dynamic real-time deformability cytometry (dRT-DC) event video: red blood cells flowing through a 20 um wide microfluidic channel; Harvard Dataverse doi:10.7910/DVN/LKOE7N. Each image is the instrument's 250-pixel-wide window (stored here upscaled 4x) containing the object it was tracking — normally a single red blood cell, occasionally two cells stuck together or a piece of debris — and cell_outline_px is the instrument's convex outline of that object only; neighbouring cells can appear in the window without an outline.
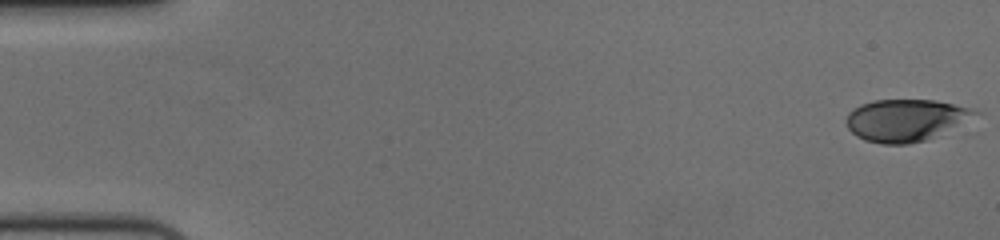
{"species": "human", "species_latin": "Homo sapiens", "temperature_condition": "cold", "stored_images_in_passage": 57, "camera_frame_rate_fps": 3000, "um_per_image_px": 0.085, "donor": {"sex": "female"}, "frame": {"image": 1, "passage_image": 1, "time_ms": 0.0, "image_size_px": [1000, 240], "cell_outline_px": [[984, 112], [924, 140], [908, 144], [880, 144], [864, 140], [856, 136], [848, 128], [844, 120], [848, 112], [852, 108], [860, 104], [872, 100], [936, 100], [972, 108]], "centroid_in_image_um": [76.92, 10.19], "position_along_channel_um": 8.1, "area_um2": 31.44}}
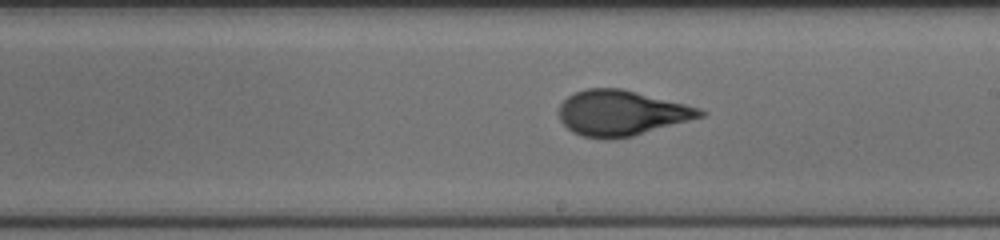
{"frame": {"image": 2, "passage_image": 33, "time_ms": 10.667, "image_size_px": [1000, 240], "cell_outline_px": [[708, 112], [704, 116], [632, 136], [608, 140], [604, 140], [580, 136], [572, 132], [560, 120], [560, 104], [568, 96], [584, 88], [620, 88], [700, 108]], "centroid_in_image_um": [52.79, 9.62], "position_along_channel_um": 236.2, "area_um2": 37.11}}
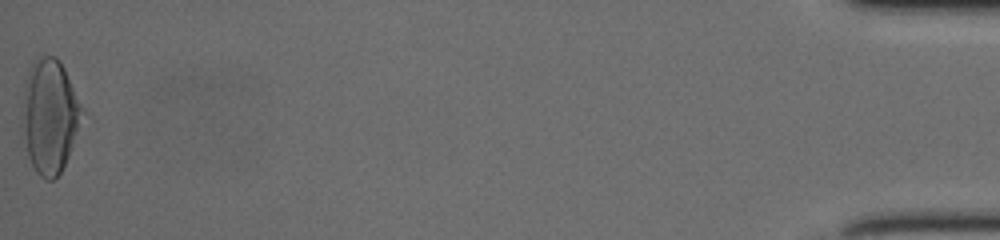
{"frame": {"image": 3, "passage_image": 57, "time_ms": 18.667, "image_size_px": [1000, 240], "cell_outline_px": [[84, 112], [68, 156], [60, 172], [52, 180], [44, 180], [36, 172], [28, 156], [20, 128], [24, 84], [28, 68], [36, 56], [56, 56], [60, 60], [84, 108]], "centroid_in_image_um": [4.19, 9.83], "position_along_channel_um": 431.0, "area_um2": 40.23}, "authors_computed_cell_mechanics": {"area_um2": 36.2406, "velocity_mm_per_s": 3.6846, "shape_relaxation_time_tau1_ms": 3.8543, "shape_relaxation_time_tau2_ms": 0.7636, "deformation_change_tau1": 0.184, "deformation_change_tau2": 0.0593}}